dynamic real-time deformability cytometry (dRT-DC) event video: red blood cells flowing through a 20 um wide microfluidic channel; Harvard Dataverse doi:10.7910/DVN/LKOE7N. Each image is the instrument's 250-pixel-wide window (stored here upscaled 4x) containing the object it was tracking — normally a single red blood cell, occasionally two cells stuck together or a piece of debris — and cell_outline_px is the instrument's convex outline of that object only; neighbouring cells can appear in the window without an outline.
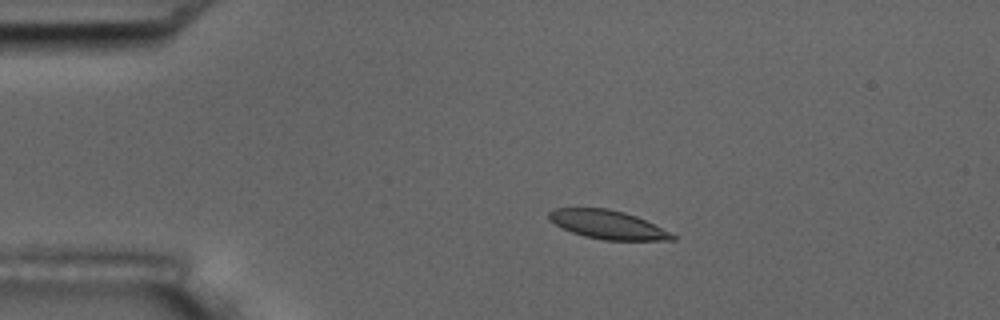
{"species": "common noctule bat (a hibernating species)", "species_latin": "Nyctalus noctula", "temperature_condition": "room temperature", "stored_images_in_passage": 5, "camera_frame_rate_fps": 3000, "um_per_image_px": 0.085, "animal": {"sex": "male", "body_mass_g": 17.5, "forearm_length_mm": 52.3}, "frame": {"image": 1, "passage_image": 3, "time_ms": 3.0, "image_size_px": [1000, 320], "cell_outline_px": [[676, 240], [604, 240], [584, 236], [572, 232], [548, 220], [548, 212], [556, 208], [608, 208], [624, 212], [636, 216], [676, 236]], "centroid_in_image_um": [51.61, 19.09], "position_along_channel_um": 33.4, "area_um2": 20.29}}
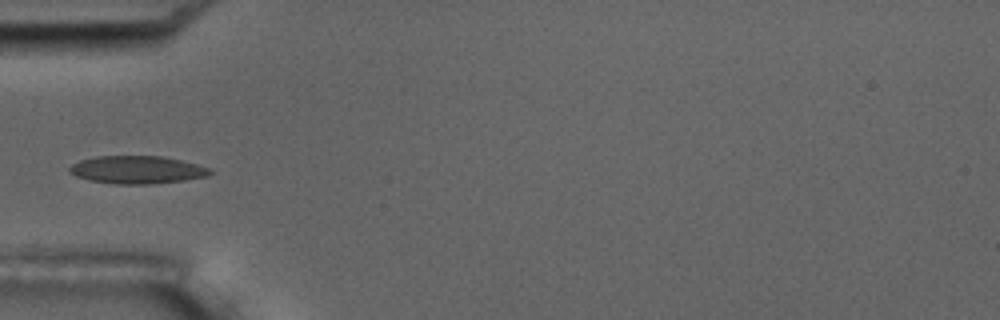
{"frame": {"image": 2, "passage_image": 5, "time_ms": 5.333, "image_size_px": [1000, 320], "cell_outline_px": [[212, 172], [208, 176], [184, 180], [148, 184], [116, 184], [88, 180], [76, 176], [68, 172], [68, 168], [72, 164], [80, 160], [96, 156], [160, 156], [180, 160], [196, 164], [208, 168]], "centroid_in_image_um": [11.6, 14.43], "position_along_channel_um": 73.4, "area_um2": 22.66}}